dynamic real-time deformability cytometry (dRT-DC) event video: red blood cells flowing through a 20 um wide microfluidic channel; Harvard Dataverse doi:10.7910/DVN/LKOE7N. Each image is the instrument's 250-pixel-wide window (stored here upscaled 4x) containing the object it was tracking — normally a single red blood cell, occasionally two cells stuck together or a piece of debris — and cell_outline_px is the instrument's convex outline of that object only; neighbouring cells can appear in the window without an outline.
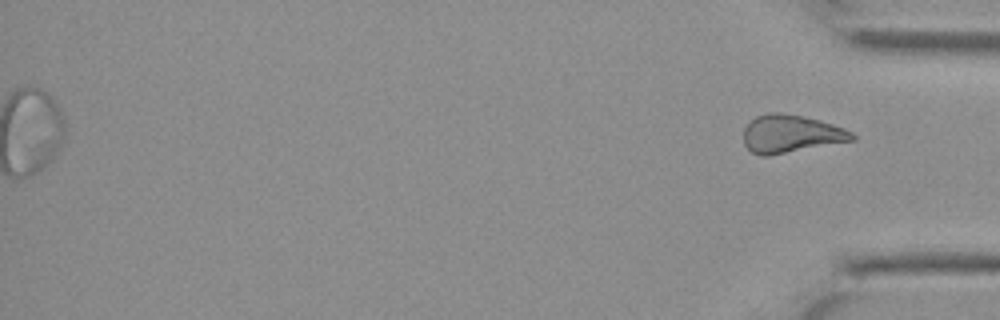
{"species": "Egyptian fruit bat (a non-hibernating species)", "species_latin": "Rousettus aegyptiacus", "temperature_condition": "cold", "stored_images_in_passage": 38, "segment_of_instrument_passage": [2, 2], "camera_frame_rate_fps": 3000, "um_per_image_px": 0.085, "animal": {"sex": "female"}, "frame": {"image": 1, "passage_image": 38, "time_ms": 12.333, "image_size_px": [1000, 320], "cell_outline_px": [[856, 140], [768, 156], [760, 156], [752, 152], [744, 144], [744, 128], [756, 116], [768, 112], [780, 112], [820, 120], [844, 128], [852, 132], [856, 136]], "centroid_in_image_um": [67.23, 11.38], "position_along_channel_um": 368.0, "area_um2": 23.99}}